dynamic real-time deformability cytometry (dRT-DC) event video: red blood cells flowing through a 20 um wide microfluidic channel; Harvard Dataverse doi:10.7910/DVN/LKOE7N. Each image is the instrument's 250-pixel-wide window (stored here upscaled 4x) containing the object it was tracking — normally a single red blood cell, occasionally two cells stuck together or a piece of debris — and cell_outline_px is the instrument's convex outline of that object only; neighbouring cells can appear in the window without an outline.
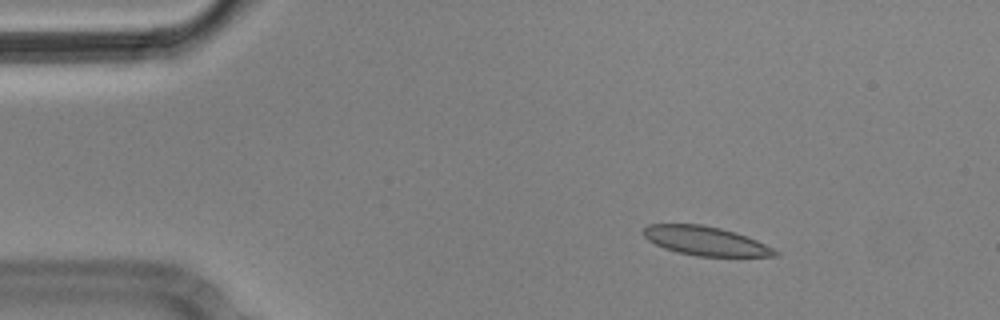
{"species": "Egyptian fruit bat (a non-hibernating species)", "species_latin": "Rousettus aegyptiacus", "temperature_condition": "cold", "stored_images_in_passage": 4, "camera_frame_rate_fps": 3000, "um_per_image_px": 0.085, "animal": {"sex": "male"}, "frame": {"image": 1, "passage_image": 2, "time_ms": 0.333, "image_size_px": [1000, 320], "cell_outline_px": [[780, 256], [696, 256], [676, 252], [664, 248], [648, 240], [640, 232], [648, 224], [700, 224], [720, 228], [736, 232], [756, 240], [780, 252]], "centroid_in_image_um": [59.94, 20.48], "position_along_channel_um": 25.1, "area_um2": 22.25}}